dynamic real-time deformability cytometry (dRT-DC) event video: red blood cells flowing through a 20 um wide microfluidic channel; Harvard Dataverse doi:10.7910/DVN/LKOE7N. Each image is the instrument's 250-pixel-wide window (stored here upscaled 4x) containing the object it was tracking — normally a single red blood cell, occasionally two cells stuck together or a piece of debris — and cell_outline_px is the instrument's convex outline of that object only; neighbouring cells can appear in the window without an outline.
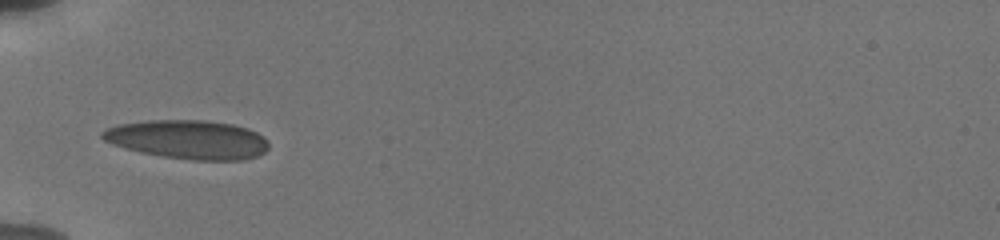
{"species": "human", "species_latin": "Homo sapiens", "temperature_condition": "cold", "stored_images_in_passage": 18, "camera_frame_rate_fps": 3000, "um_per_image_px": 0.085, "donor": {"sex": "male"}, "frame": {"image": 1, "passage_image": 11, "time_ms": 5.0, "image_size_px": [1000, 240], "cell_outline_px": [[268, 148], [264, 152], [256, 156], [244, 160], [192, 160], [164, 156], [140, 152], [124, 148], [112, 144], [104, 140], [100, 136], [100, 132], [116, 124], [148, 120], [204, 120], [232, 124], [248, 128], [264, 136], [268, 140]], "centroid_in_image_um": [15.97, 11.85], "position_along_channel_um": 69.0, "area_um2": 37.86}}
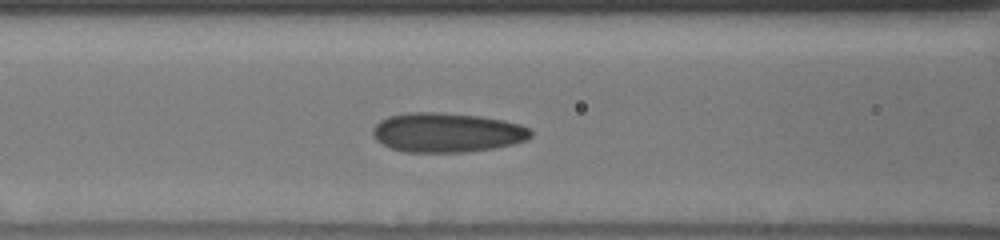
{"frame": {"image": 2, "passage_image": 16, "time_ms": 6.667, "image_size_px": [1000, 240], "cell_outline_px": [[532, 136], [524, 140], [512, 144], [496, 148], [468, 152], [404, 152], [392, 148], [376, 140], [372, 132], [372, 128], [380, 120], [388, 116], [408, 112], [440, 112], [480, 116], [504, 120], [520, 124], [528, 128], [532, 132]], "centroid_in_image_um": [37.98, 11.26], "position_along_channel_um": 128.6, "area_um2": 36.47}}